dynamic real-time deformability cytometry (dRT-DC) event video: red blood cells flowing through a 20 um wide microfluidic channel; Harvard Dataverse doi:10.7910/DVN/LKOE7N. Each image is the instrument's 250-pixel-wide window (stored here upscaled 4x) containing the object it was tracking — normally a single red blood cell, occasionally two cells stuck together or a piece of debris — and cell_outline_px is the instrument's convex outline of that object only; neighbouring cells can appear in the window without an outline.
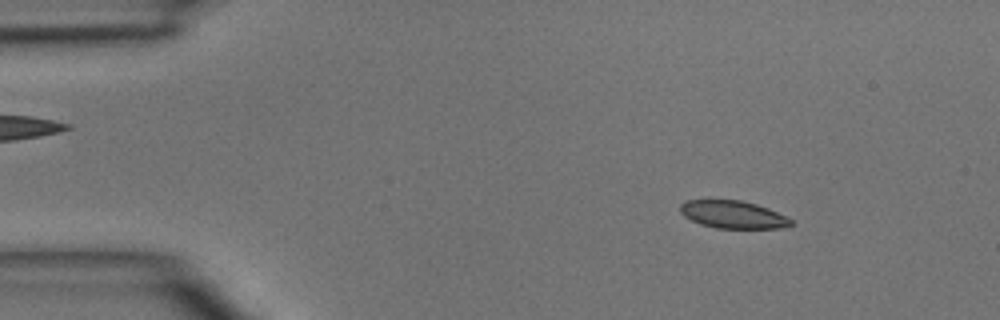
{"species": "common noctule bat (a hibernating species)", "species_latin": "Nyctalus noctula", "temperature_condition": "room temperature", "stored_images_in_passage": 47, "camera_frame_rate_fps": 3000, "um_per_image_px": 0.085, "animal": {"sex": "male", "body_mass_g": 15.6}, "frame": {"image": 1, "passage_image": 6, "time_ms": 1.667, "image_size_px": [1000, 320], "cell_outline_px": [[792, 224], [780, 228], [716, 228], [700, 224], [684, 216], [680, 212], [680, 204], [684, 200], [740, 200], [756, 204], [768, 208], [792, 220]], "centroid_in_image_um": [62.26, 18.23], "position_along_channel_um": 22.7, "area_um2": 17.69}}
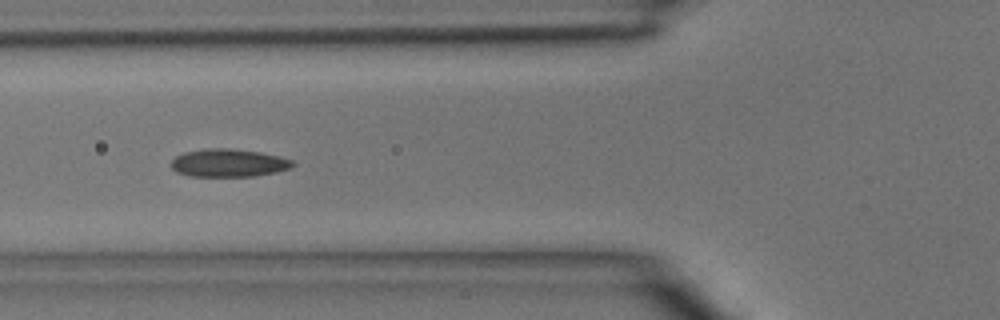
{"frame": {"image": 2, "passage_image": 17, "time_ms": 5.333, "image_size_px": [1000, 320], "cell_outline_px": [[296, 164], [292, 168], [276, 172], [252, 176], [192, 176], [176, 172], [172, 168], [172, 160], [176, 156], [184, 152], [208, 148], [228, 148], [260, 152], [280, 156], [292, 160]], "centroid_in_image_um": [19.46, 13.84], "position_along_channel_um": 106.3, "area_um2": 19.77}}
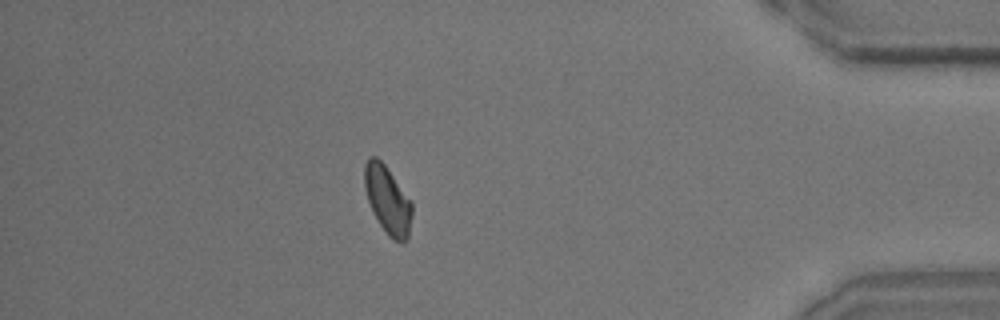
{"frame": {"image": 3, "passage_image": 41, "time_ms": 13.333, "image_size_px": [1000, 320], "cell_outline_px": [[412, 216], [408, 236], [400, 244], [392, 240], [388, 236], [372, 212], [364, 188], [364, 164], [368, 156], [376, 156], [384, 164], [412, 200]], "centroid_in_image_um": [32.94, 16.99], "position_along_channel_um": 402.3, "area_um2": 19.02}}